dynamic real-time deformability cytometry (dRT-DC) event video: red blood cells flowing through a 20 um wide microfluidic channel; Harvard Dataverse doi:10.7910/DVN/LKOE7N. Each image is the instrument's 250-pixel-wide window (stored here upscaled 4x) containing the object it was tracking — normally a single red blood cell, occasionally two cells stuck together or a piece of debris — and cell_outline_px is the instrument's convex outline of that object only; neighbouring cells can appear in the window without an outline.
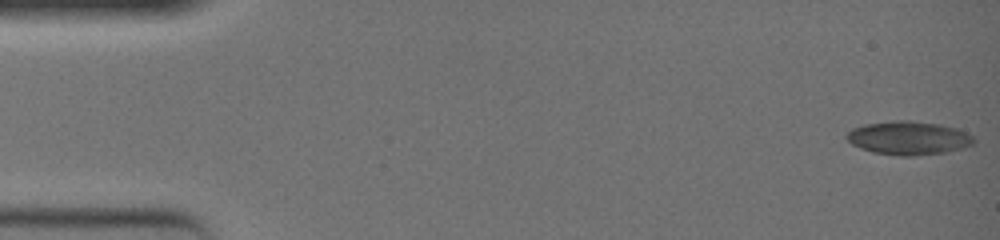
{"species": "common noctule bat (a hibernating species)", "species_latin": "Nyctalus noctula", "temperature_condition": "warm", "stored_images_in_passage": 50, "camera_frame_rate_fps": 3000, "um_per_image_px": 0.085, "animal": {"sex": "female", "body_mass_g": 19.0, "forearm_length_mm": 51.5}, "frame": {"image": 1, "passage_image": 1, "time_ms": 0.0, "image_size_px": [1000, 240], "cell_outline_px": [[976, 140], [972, 144], [964, 148], [944, 152], [912, 156], [900, 156], [872, 152], [860, 148], [852, 144], [844, 136], [852, 128], [864, 124], [896, 120], [908, 120], [940, 124], [956, 128], [972, 136]], "centroid_in_image_um": [77.2, 11.73], "position_along_channel_um": 7.8, "area_um2": 24.85}}
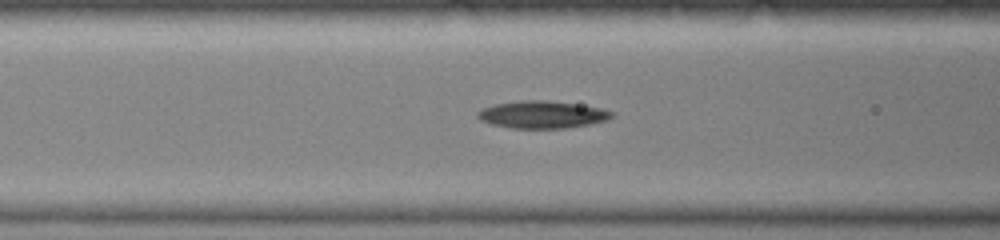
{"frame": {"image": 2, "passage_image": 21, "time_ms": 6.667, "image_size_px": [1000, 240], "cell_outline_px": [[616, 112], [608, 120], [588, 124], [564, 128], [512, 128], [492, 124], [480, 120], [476, 116], [476, 112], [484, 108], [496, 104], [520, 100], [548, 100], [576, 104], [600, 108]], "centroid_in_image_um": [46.08, 9.73], "position_along_channel_um": 120.5, "area_um2": 21.27}}
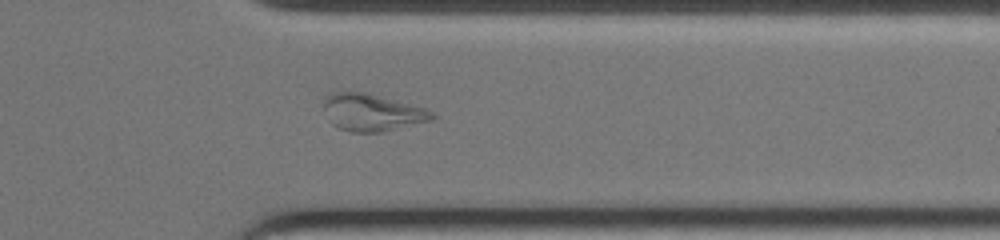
{"frame": {"image": 3, "passage_image": 41, "time_ms": 13.333, "image_size_px": [1000, 240], "cell_outline_px": [[436, 116], [432, 120], [380, 132], [352, 132], [336, 128], [332, 124], [324, 108], [324, 96], [332, 92], [368, 92], [424, 108], [432, 112]], "centroid_in_image_um": [31.59, 9.55], "position_along_channel_um": 379.8, "area_um2": 23.35}, "authors_computed_cell_mechanics": {"area_um2": 22.1085, "velocity_mm_per_s": 3.8861, "shape_relaxation_time_tau1_ms": null, "shape_relaxation_time_tau2_ms": 5.533, "deformation_change_tau1": null, "deformation_change_tau2": 0.1467}}